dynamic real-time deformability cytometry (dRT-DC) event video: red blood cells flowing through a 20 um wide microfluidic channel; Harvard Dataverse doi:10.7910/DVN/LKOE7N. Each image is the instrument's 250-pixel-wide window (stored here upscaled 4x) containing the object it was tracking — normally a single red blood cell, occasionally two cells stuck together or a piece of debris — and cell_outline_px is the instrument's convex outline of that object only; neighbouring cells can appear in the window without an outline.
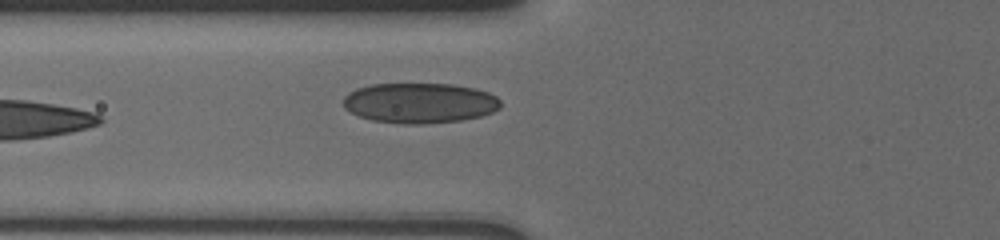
{"species": "human", "species_latin": "Homo sapiens", "temperature_condition": "cold", "stored_images_in_passage": 10, "camera_frame_rate_fps": 3000, "um_per_image_px": 0.085, "donor": {"sex": "male"}, "frame": {"image": 1, "passage_image": 10, "time_ms": 8.333, "image_size_px": [1000, 240], "cell_outline_px": [[500, 108], [492, 112], [480, 116], [460, 120], [424, 124], [400, 124], [372, 120], [360, 116], [344, 108], [344, 96], [348, 92], [356, 88], [372, 84], [452, 84], [476, 88], [488, 92], [496, 96], [500, 100]], "centroid_in_image_um": [35.67, 8.75], "position_along_channel_um": 90.1, "area_um2": 36.99}}